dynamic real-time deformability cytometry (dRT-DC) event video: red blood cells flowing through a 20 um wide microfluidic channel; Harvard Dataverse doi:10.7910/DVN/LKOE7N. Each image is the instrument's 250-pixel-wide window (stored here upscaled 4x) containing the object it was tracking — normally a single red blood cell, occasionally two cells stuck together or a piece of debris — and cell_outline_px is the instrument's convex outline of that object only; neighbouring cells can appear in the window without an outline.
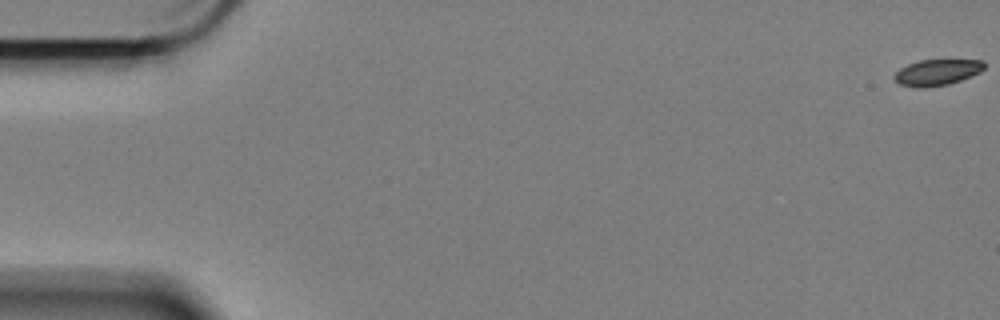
{"species": "Egyptian fruit bat (a non-hibernating species)", "species_latin": "Rousettus aegyptiacus", "temperature_condition": "cold", "stored_images_in_passage": 61, "camera_frame_rate_fps": 3000, "um_per_image_px": 0.085, "animal": {"sex": "female"}, "frame": {"image": 1, "passage_image": 1, "time_ms": 0.0, "image_size_px": [1000, 320], "cell_outline_px": [[984, 68], [980, 72], [960, 80], [948, 84], [924, 88], [920, 88], [900, 84], [892, 76], [900, 68], [908, 64], [920, 60], [984, 60]], "centroid_in_image_um": [79.64, 6.15], "position_along_channel_um": 5.4, "area_um2": 13.53}}
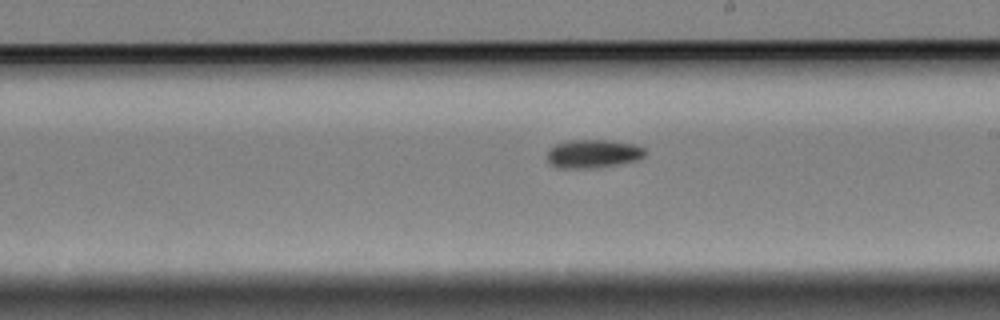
{"frame": {"image": 2, "passage_image": 35, "time_ms": 11.333, "image_size_px": [1000, 320], "cell_outline_px": [[648, 152], [644, 156], [636, 160], [596, 168], [560, 168], [552, 164], [548, 160], [548, 148], [556, 144], [568, 140], [608, 140], [636, 144], [644, 148]], "centroid_in_image_um": [50.43, 13.05], "position_along_channel_um": 238.6, "area_um2": 16.24}}
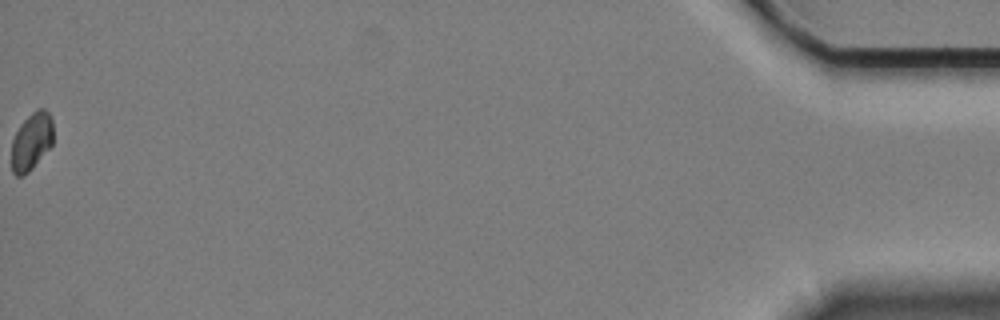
{"frame": {"image": 3, "passage_image": 61, "time_ms": 20.0, "image_size_px": [1000, 320], "cell_outline_px": [[52, 144], [32, 168], [24, 176], [16, 176], [12, 172], [12, 140], [20, 124], [36, 108], [44, 108], [48, 112], [52, 120]], "centroid_in_image_um": [2.66, 12.01], "position_along_channel_um": 432.5, "area_um2": 13.87}}